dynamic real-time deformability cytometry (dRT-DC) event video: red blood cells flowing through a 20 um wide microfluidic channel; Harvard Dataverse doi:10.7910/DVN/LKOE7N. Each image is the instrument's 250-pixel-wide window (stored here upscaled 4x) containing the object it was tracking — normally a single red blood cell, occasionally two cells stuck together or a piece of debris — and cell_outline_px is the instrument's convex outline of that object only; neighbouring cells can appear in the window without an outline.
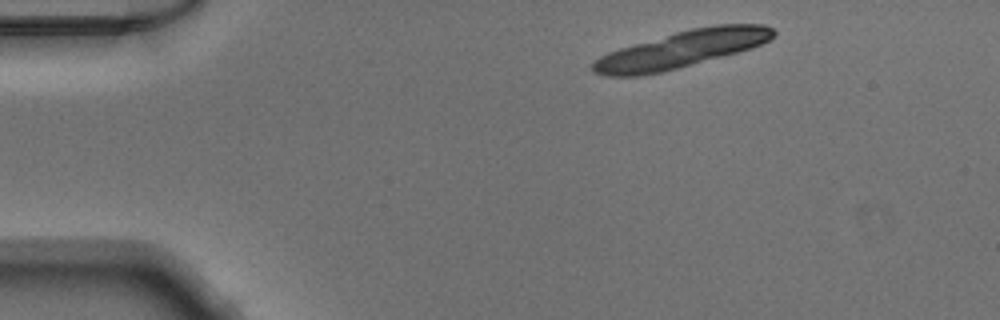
{"species": "Egyptian fruit bat (a non-hibernating species)", "species_latin": "Rousettus aegyptiacus", "temperature_condition": "warm", "stored_images_in_passage": 31, "camera_frame_rate_fps": 3000, "um_per_image_px": 0.085, "animal": {"sex": "male"}, "frame": {"image": 1, "passage_image": 1, "time_ms": 0.0, "image_size_px": [1000, 320], "cell_outline_px": [[776, 36], [752, 48], [676, 68], [660, 72], [640, 76], [604, 76], [592, 72], [592, 64], [600, 56], [608, 52], [620, 48], [676, 32], [692, 28], [716, 24], [764, 24], [772, 28], [776, 32]], "centroid_in_image_um": [57.93, 4.18], "position_along_channel_um": 27.1, "area_um2": 38.32}}